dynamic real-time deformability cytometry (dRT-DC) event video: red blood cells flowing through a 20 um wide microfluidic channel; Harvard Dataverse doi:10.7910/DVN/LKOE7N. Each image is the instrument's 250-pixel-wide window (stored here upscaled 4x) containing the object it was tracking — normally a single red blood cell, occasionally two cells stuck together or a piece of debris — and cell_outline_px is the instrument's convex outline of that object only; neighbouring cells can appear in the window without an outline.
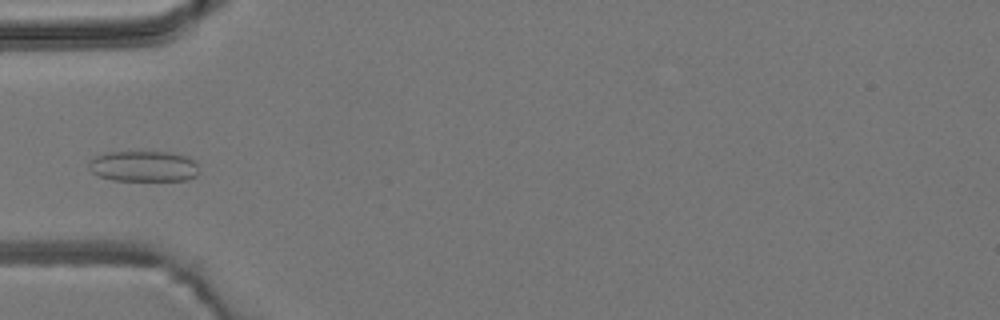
{"species": "common noctule bat (a hibernating species)", "species_latin": "Nyctalus noctula", "temperature_condition": "room temperature", "stored_images_in_passage": 3, "camera_frame_rate_fps": 3000, "um_per_image_px": 0.085, "animal": {"sex": "male", "body_mass_g": 19.2, "forearm_length_mm": 51.8}, "frame": {"image": 1, "passage_image": 2, "time_ms": 4.667, "image_size_px": [1000, 320], "cell_outline_px": [[196, 176], [188, 180], [112, 180], [100, 176], [92, 172], [88, 168], [88, 160], [104, 152], [172, 152], [188, 156], [196, 160]], "centroid_in_image_um": [12.19, 14.12], "position_along_channel_um": 72.8, "area_um2": 19.88}}
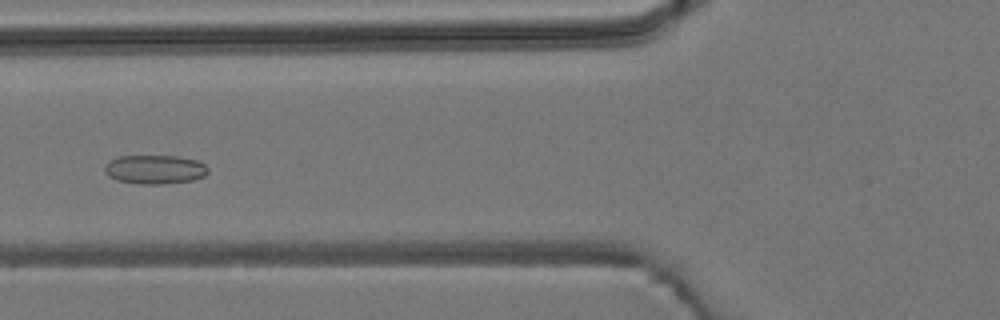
{"frame": {"image": 2, "passage_image": 3, "time_ms": 5.667, "image_size_px": [1000, 320], "cell_outline_px": [[208, 172], [204, 176], [192, 180], [160, 184], [140, 184], [116, 180], [108, 176], [104, 172], [104, 164], [108, 160], [120, 156], [176, 156], [196, 160], [204, 164], [208, 168]], "centroid_in_image_um": [13.11, 14.4], "position_along_channel_um": 112.7, "area_um2": 17.51}}